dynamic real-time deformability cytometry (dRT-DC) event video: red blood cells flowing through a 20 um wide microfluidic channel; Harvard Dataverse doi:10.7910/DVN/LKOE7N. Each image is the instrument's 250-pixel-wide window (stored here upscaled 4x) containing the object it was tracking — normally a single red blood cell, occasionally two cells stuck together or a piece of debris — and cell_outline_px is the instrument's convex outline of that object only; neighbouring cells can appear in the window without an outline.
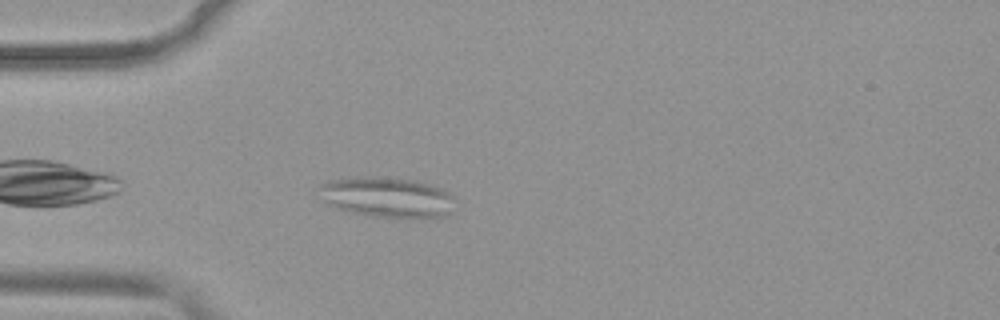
{"species": "common noctule bat (a hibernating species)", "species_latin": "Nyctalus noctula", "temperature_condition": "warm", "stored_images_in_passage": 40, "segment_of_instrument_passage": [1, 2], "camera_frame_rate_fps": 3000, "um_per_image_px": 0.085, "animal": {"sex": "female", "body_mass_g": 19.9}, "frame": {"image": 1, "passage_image": 3, "time_ms": 0.667, "image_size_px": [1000, 320], "cell_outline_px": [[452, 216], [432, 220], [404, 220], [372, 216], [348, 212], [324, 204], [320, 200], [320, 184], [332, 180], [364, 176], [376, 176], [412, 180], [428, 184], [440, 188], [448, 192], [452, 196]], "centroid_in_image_um": [32.94, 16.84], "position_along_channel_um": 52.1, "area_um2": 33.18}}
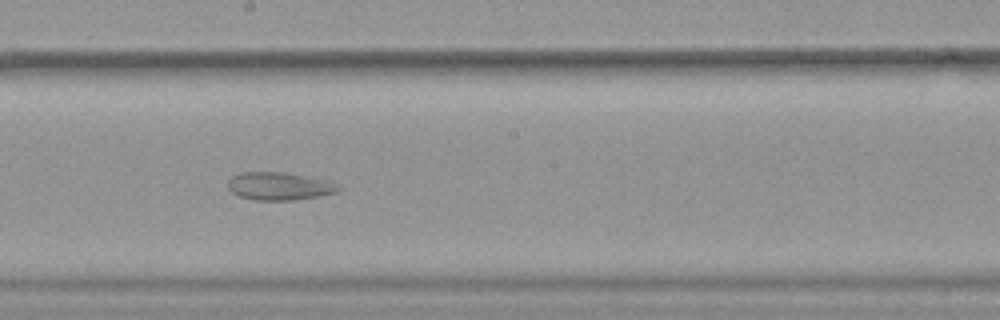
{"frame": {"image": 2, "passage_image": 17, "time_ms": 5.333, "image_size_px": [1000, 320], "cell_outline_px": [[340, 188], [336, 192], [316, 196], [292, 200], [252, 200], [240, 196], [232, 192], [228, 188], [228, 180], [232, 176], [240, 172], [280, 172], [324, 180]], "centroid_in_image_um": [23.62, 15.83], "position_along_channel_um": 224.6, "area_um2": 17.4}}